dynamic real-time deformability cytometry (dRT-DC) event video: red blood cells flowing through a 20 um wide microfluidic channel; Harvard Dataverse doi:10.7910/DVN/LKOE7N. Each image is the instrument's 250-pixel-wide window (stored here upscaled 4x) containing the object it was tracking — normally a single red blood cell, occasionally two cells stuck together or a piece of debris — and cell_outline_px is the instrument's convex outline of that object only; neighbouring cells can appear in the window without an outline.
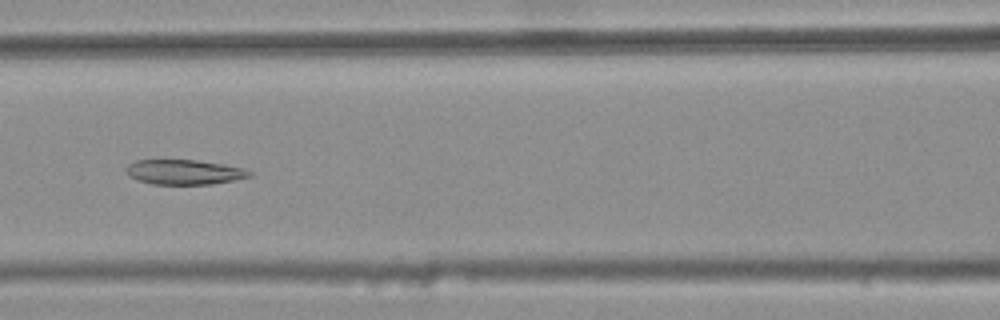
{"species": "common noctule bat (a hibernating species)", "species_latin": "Nyctalus noctula", "temperature_condition": "warm", "stored_images_in_passage": 40, "camera_frame_rate_fps": 3000, "um_per_image_px": 0.085, "animal": {"sex": "female", "body_mass_g": 25.1}, "frame": {"image": 1, "passage_image": 18, "time_ms": 5.667, "image_size_px": [1000, 320], "cell_outline_px": [[252, 176], [212, 184], [152, 184], [140, 180], [132, 176], [124, 168], [128, 164], [136, 160], [196, 160], [244, 168], [252, 172]], "centroid_in_image_um": [15.67, 14.62], "position_along_channel_um": 150.9, "area_um2": 17.57}}
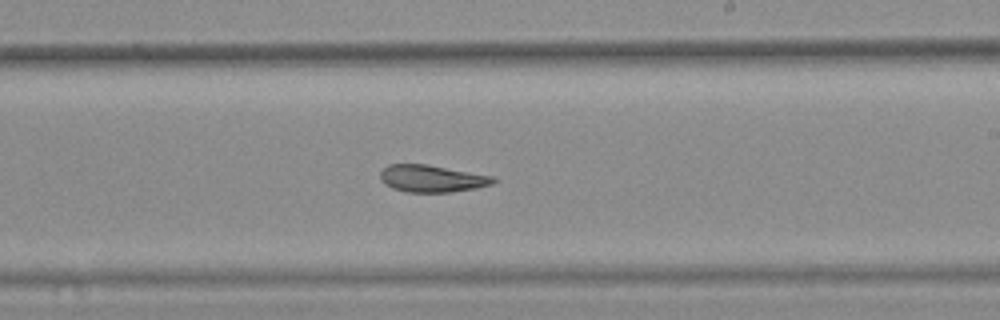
{"frame": {"image": 2, "passage_image": 26, "time_ms": 8.333, "image_size_px": [1000, 320], "cell_outline_px": [[496, 180], [492, 184], [476, 188], [452, 192], [404, 192], [392, 188], [384, 184], [380, 180], [380, 172], [388, 164], [428, 164], [492, 176]], "centroid_in_image_um": [36.67, 15.18], "position_along_channel_um": 252.3, "area_um2": 17.92}}
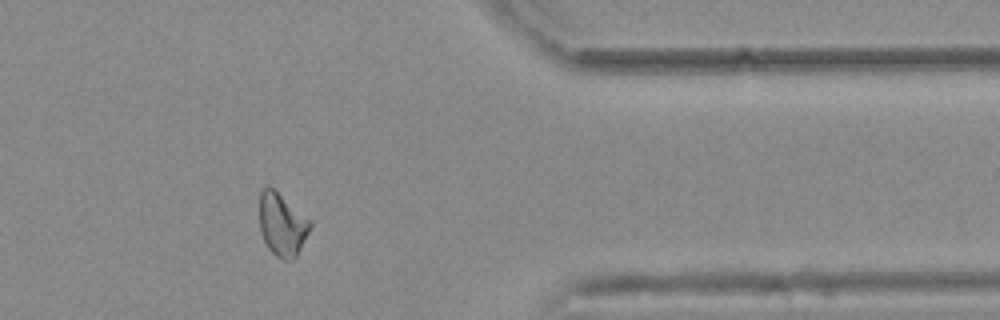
{"frame": {"image": 3, "passage_image": 38, "time_ms": 12.333, "image_size_px": [1000, 320], "cell_outline_px": [[312, 224], [296, 256], [292, 260], [280, 260], [268, 248], [260, 232], [260, 192], [268, 184], [312, 220]], "centroid_in_image_um": [23.97, 19.08], "position_along_channel_um": 387.4, "area_um2": 18.55}, "authors_computed_cell_mechanics": {"area_um2": 18.8139, "velocity_mm_per_s": 3.8092, "shape_relaxation_time_tau1_ms": null, "shape_relaxation_time_tau2_ms": 4.2509, "deformation_change_tau1": null, "deformation_change_tau2": 0.1205}}